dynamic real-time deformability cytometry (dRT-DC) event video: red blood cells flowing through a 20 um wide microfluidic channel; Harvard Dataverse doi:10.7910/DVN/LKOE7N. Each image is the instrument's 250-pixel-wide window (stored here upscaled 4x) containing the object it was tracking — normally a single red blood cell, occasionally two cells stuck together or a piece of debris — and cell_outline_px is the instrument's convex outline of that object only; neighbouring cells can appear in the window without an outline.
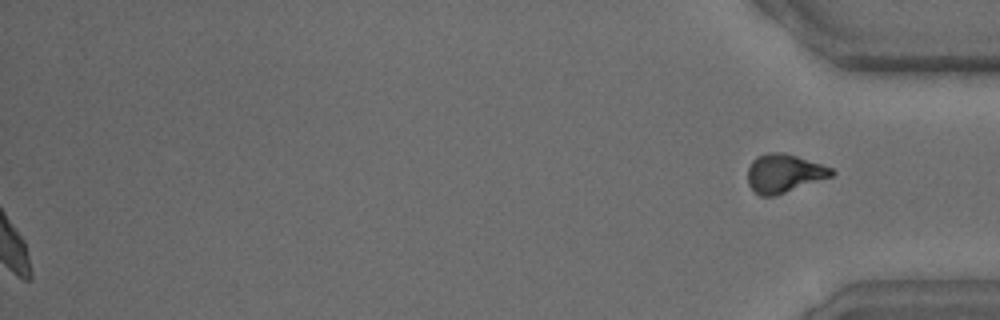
{"species": "common noctule bat (a hibernating species)", "species_latin": "Nyctalus noctula", "temperature_condition": "warm", "stored_images_in_passage": 54, "segment_of_instrument_passage": [2, 2], "camera_frame_rate_fps": 3000, "um_per_image_px": 0.085, "animal": {"sex": "male", "body_mass_g": 15.6}, "frame": {"image": 1, "passage_image": 54, "time_ms": 17.667, "image_size_px": [1000, 320], "cell_outline_px": [[836, 172], [832, 176], [776, 196], [760, 196], [748, 184], [748, 168], [752, 160], [756, 156], [768, 152], [784, 152], [832, 168]], "centroid_in_image_um": [66.62, 14.73], "position_along_channel_um": 368.6, "area_um2": 18.79}}